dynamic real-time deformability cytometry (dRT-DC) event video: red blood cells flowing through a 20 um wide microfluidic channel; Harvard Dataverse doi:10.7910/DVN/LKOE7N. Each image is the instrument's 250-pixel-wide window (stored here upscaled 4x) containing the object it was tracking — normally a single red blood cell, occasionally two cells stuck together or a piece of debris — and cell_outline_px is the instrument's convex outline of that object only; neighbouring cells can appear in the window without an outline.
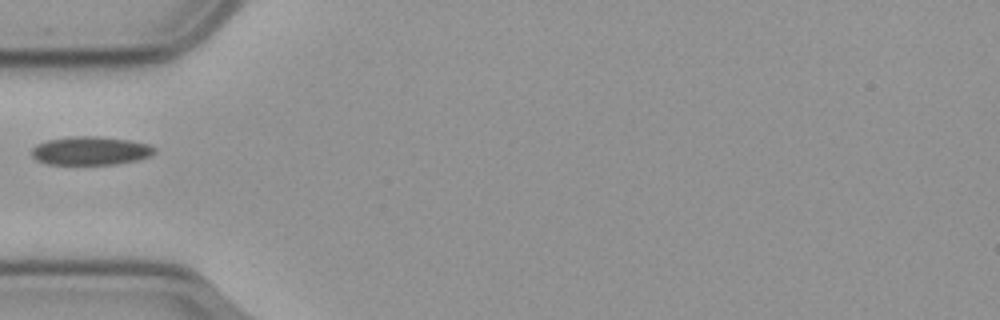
{"species": "common noctule bat (a hibernating species)", "species_latin": "Nyctalus noctula", "temperature_condition": "cold", "stored_images_in_passage": 39, "camera_frame_rate_fps": 3000, "um_per_image_px": 0.085, "animal": {"sex": "male", "body_mass_g": 23.1, "forearm_length_mm": 52.7}, "frame": {"image": 1, "passage_image": 1, "time_ms": 0.0, "image_size_px": [1000, 320], "cell_outline_px": [[156, 148], [148, 156], [136, 160], [112, 164], [48, 164], [36, 160], [32, 156], [32, 148], [36, 144], [48, 140], [72, 136], [100, 136], [128, 140], [148, 144]], "centroid_in_image_um": [7.64, 12.8], "position_along_channel_um": 77.4, "area_um2": 20.17}}
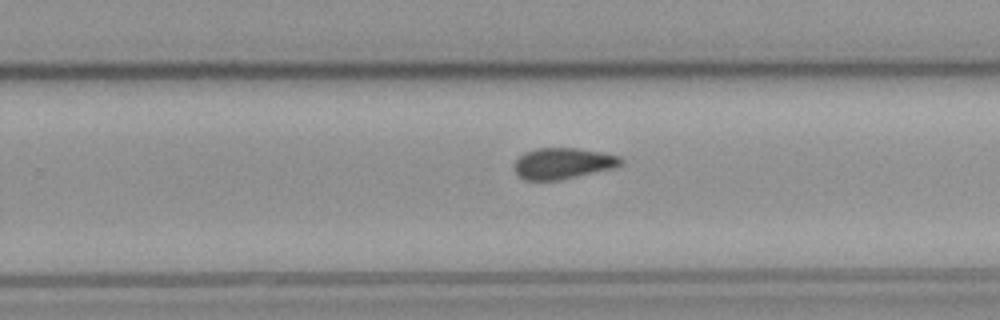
{"frame": {"image": 2, "passage_image": 18, "time_ms": 5.667, "image_size_px": [1000, 320], "cell_outline_px": [[624, 160], [616, 168], [560, 180], [524, 180], [516, 172], [516, 160], [524, 152], [536, 148], [576, 148], [604, 152], [620, 156]], "centroid_in_image_um": [47.9, 13.88], "position_along_channel_um": 281.9, "area_um2": 19.36}}
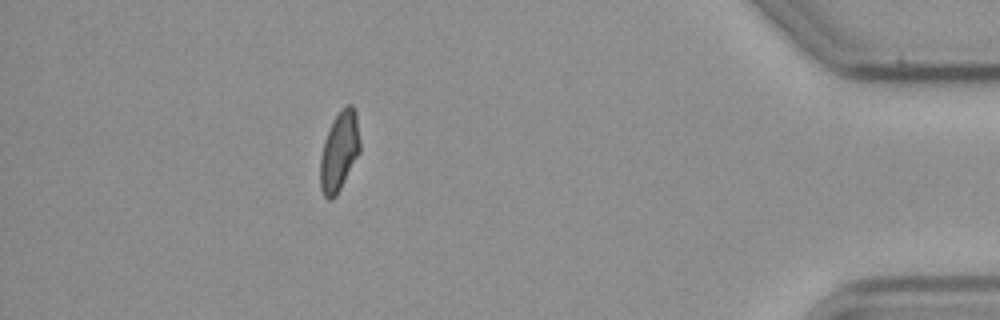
{"frame": {"image": 3, "passage_image": 33, "time_ms": 10.667, "image_size_px": [1000, 320], "cell_outline_px": [[360, 152], [336, 196], [332, 200], [328, 200], [324, 196], [320, 188], [320, 156], [324, 140], [332, 120], [340, 108], [344, 104], [352, 104], [356, 112], [360, 140]], "centroid_in_image_um": [28.83, 12.83], "position_along_channel_um": 406.4, "area_um2": 18.73}}